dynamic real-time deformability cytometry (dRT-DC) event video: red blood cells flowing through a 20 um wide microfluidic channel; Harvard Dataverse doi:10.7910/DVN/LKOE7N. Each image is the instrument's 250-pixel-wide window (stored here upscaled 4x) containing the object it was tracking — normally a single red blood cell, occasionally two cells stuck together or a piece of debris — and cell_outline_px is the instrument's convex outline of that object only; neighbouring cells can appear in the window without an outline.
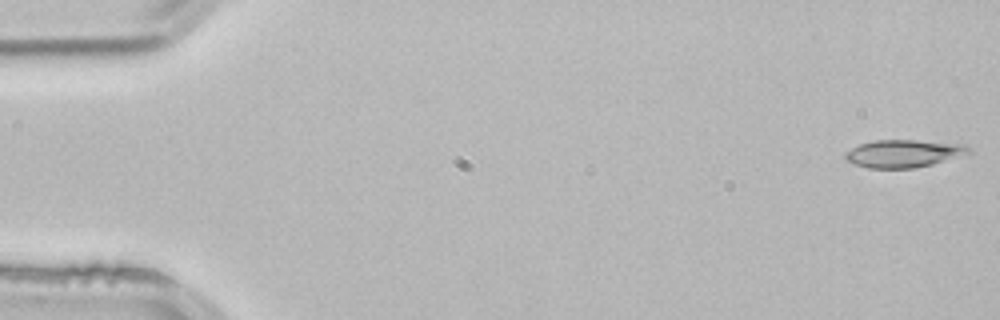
{"species": "common noctule bat (a hibernating species)", "species_latin": "Nyctalus noctula", "temperature_condition": "room temperature", "stored_images_in_passage": 5, "camera_frame_rate_fps": 3000, "um_per_image_px": 0.085, "animal": {"sex": "male", "body_mass_g": 21.5, "forearm_length_mm": 52.0}, "frame": {"image": 1, "passage_image": 1, "time_ms": 0.0, "image_size_px": [1000, 320], "cell_outline_px": [[972, 152], [932, 164], [916, 168], [868, 168], [852, 164], [844, 160], [844, 152], [860, 144], [872, 140], [916, 140], [964, 144]], "centroid_in_image_um": [76.73, 13.05], "position_along_channel_um": 8.3, "area_um2": 19.94}}